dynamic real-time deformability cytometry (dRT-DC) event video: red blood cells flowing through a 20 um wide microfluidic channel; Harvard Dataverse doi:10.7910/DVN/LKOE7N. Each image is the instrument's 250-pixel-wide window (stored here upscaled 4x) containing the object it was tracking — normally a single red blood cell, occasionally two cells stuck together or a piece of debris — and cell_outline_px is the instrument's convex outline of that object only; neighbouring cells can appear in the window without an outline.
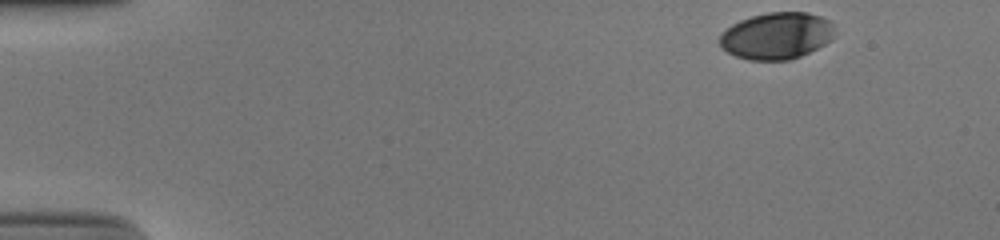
{"species": "human", "species_latin": "Homo sapiens", "temperature_condition": "cold", "stored_images_in_passage": 14, "camera_frame_rate_fps": 3000, "um_per_image_px": 0.085, "donor": {"sex": "male"}, "frame": {"image": 1, "passage_image": 1, "time_ms": 0.0, "image_size_px": [1000, 240], "cell_outline_px": [[836, 36], [832, 40], [800, 56], [788, 60], [748, 60], [736, 56], [728, 52], [720, 44], [720, 36], [732, 24], [740, 20], [752, 16], [768, 12], [808, 12], [820, 16], [828, 20], [832, 24]], "centroid_in_image_um": [66.04, 3.04], "position_along_channel_um": 19.0, "area_um2": 31.21}}
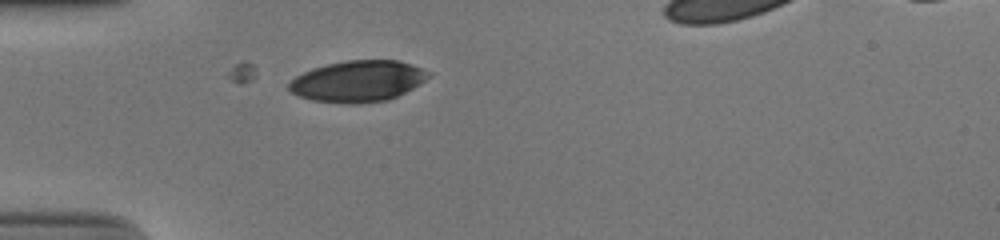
{"frame": {"image": 2, "passage_image": 12, "time_ms": 3.667, "image_size_px": [1000, 240], "cell_outline_px": [[432, 76], [412, 88], [388, 100], [360, 104], [344, 104], [312, 100], [300, 96], [292, 92], [288, 88], [288, 84], [296, 76], [312, 68], [344, 60], [396, 60], [432, 72]], "centroid_in_image_um": [30.42, 6.91], "position_along_channel_um": 54.6, "area_um2": 33.47}}